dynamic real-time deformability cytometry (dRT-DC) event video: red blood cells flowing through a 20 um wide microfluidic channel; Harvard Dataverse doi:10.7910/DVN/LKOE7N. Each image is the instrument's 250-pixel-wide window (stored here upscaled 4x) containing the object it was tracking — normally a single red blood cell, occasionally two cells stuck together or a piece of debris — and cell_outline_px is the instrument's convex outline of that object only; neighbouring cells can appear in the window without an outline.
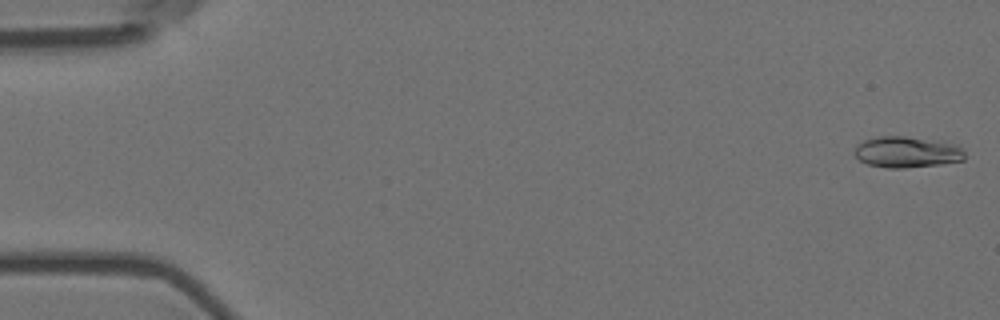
{"species": "Egyptian fruit bat (a non-hibernating species)", "species_latin": "Rousettus aegyptiacus", "temperature_condition": "room temperature", "stored_images_in_passage": 5, "camera_frame_rate_fps": 3000, "um_per_image_px": 0.085, "animal": {"sex": "female"}, "frame": {"image": 1, "passage_image": 1, "time_ms": 0.0, "image_size_px": [1000, 320], "cell_outline_px": [[964, 160], [940, 164], [904, 168], [888, 168], [868, 164], [860, 160], [852, 152], [856, 144], [864, 140], [876, 136], [904, 136], [944, 140], [960, 144], [964, 152]], "centroid_in_image_um": [77.11, 12.9], "position_along_channel_um": 7.9, "area_um2": 20.52}}
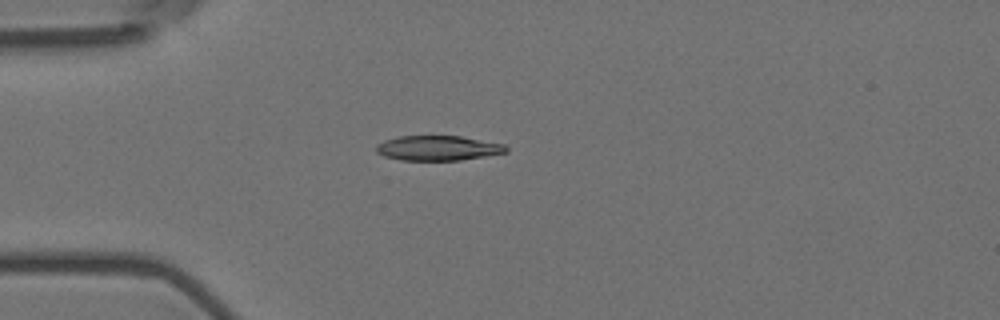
{"frame": {"image": 2, "passage_image": 5, "time_ms": 1.333, "image_size_px": [1000, 320], "cell_outline_px": [[508, 152], [460, 160], [400, 160], [384, 156], [376, 152], [376, 144], [384, 140], [400, 136], [460, 136], [504, 144], [508, 148]], "centroid_in_image_um": [37.21, 12.58], "position_along_channel_um": 47.8, "area_um2": 18.79}}